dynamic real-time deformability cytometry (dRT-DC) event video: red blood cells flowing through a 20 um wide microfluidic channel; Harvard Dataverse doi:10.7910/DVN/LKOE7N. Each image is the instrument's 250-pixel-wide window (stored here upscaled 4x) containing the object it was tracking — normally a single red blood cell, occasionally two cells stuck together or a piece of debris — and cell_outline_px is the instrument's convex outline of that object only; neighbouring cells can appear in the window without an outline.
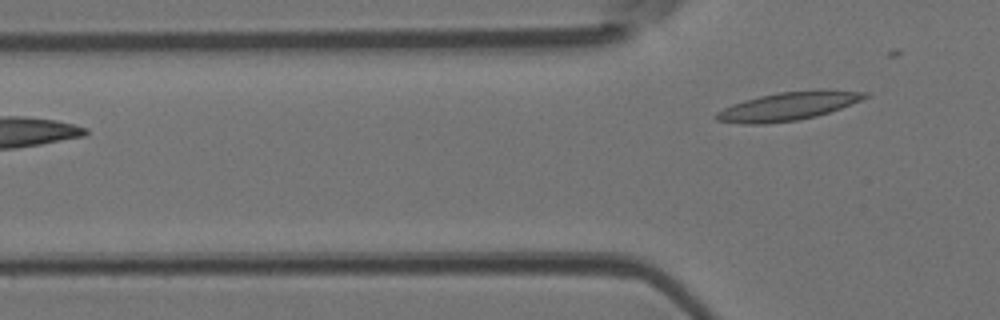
{"species": "Egyptian fruit bat (a non-hibernating species)", "species_latin": "Rousettus aegyptiacus", "temperature_condition": "room temperature", "stored_images_in_passage": 4, "camera_frame_rate_fps": 3000, "um_per_image_px": 0.085, "animal": {"sex": "female"}, "frame": {"image": 1, "passage_image": 4, "time_ms": 1.0, "image_size_px": [1000, 320], "cell_outline_px": [[868, 96], [860, 100], [840, 108], [816, 116], [796, 120], [764, 124], [744, 124], [716, 120], [712, 116], [716, 112], [732, 104], [744, 100], [776, 92], [820, 88], [828, 88], [868, 92]], "centroid_in_image_um": [67.0, 9.0], "position_along_channel_um": 58.8, "area_um2": 24.85}}